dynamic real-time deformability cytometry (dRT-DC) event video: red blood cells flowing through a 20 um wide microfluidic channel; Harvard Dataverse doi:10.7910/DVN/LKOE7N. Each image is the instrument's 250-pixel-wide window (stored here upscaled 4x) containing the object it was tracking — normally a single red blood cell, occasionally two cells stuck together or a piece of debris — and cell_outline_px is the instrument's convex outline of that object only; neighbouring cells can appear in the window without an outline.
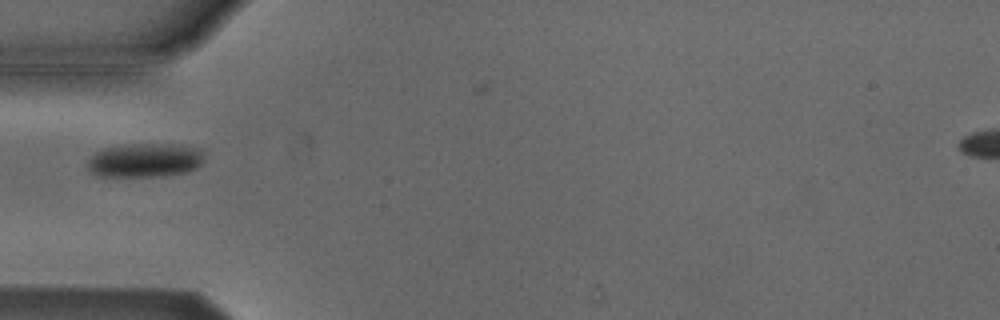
{"species": "Egyptian fruit bat (a non-hibernating species)", "species_latin": "Rousettus aegyptiacus", "temperature_condition": "cold", "stored_images_in_passage": 7, "camera_frame_rate_fps": 3000, "um_per_image_px": 0.085, "animal": {"sex": "male"}, "frame": {"image": 1, "passage_image": 1, "time_ms": 0.0, "image_size_px": [1000, 320], "cell_outline_px": [[204, 160], [196, 168], [188, 172], [164, 176], [96, 176], [88, 172], [88, 160], [96, 152], [104, 148], [128, 144], [184, 144], [200, 148], [204, 152]], "centroid_in_image_um": [12.36, 13.61], "position_along_channel_um": 72.6, "area_um2": 23.52}}
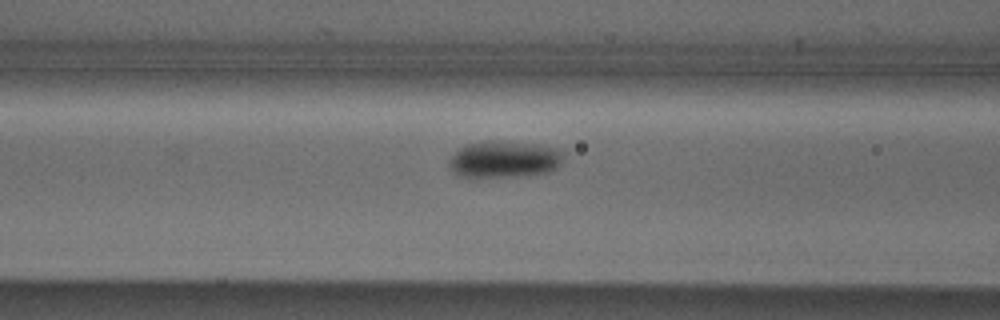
{"frame": {"image": 2, "passage_image": 5, "time_ms": 1.333, "image_size_px": [1000, 320], "cell_outline_px": [[564, 160], [556, 168], [548, 172], [532, 176], [476, 180], [472, 180], [456, 176], [452, 172], [448, 164], [448, 160], [464, 144], [484, 140], [536, 144], [560, 148], [564, 152]], "centroid_in_image_um": [42.82, 13.6], "position_along_channel_um": 123.8, "area_um2": 26.01}}